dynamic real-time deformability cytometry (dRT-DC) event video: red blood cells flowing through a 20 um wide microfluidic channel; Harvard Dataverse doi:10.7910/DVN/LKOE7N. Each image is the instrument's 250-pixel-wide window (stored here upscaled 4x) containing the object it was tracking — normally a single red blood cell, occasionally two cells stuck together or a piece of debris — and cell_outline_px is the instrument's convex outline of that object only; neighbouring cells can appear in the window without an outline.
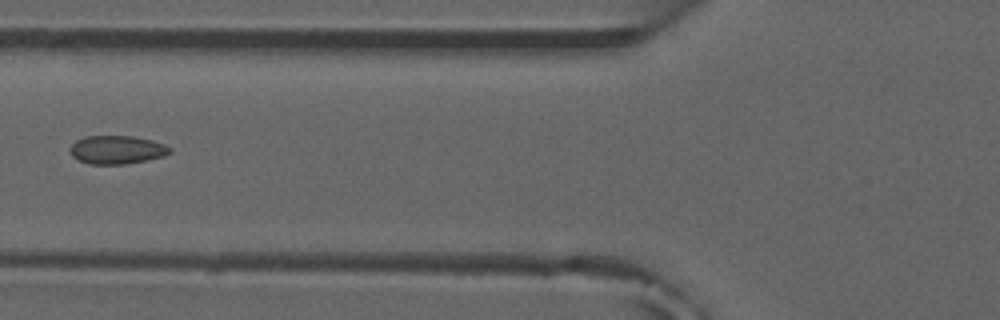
{"species": "common noctule bat (a hibernating species)", "species_latin": "Nyctalus noctula", "temperature_condition": "room temperature", "stored_images_in_passage": 7, "camera_frame_rate_fps": 3000, "um_per_image_px": 0.085, "animal": {"sex": "male", "forearm_length_mm": 52.5}, "frame": {"image": 1, "passage_image": 7, "time_ms": 6.667, "image_size_px": [1000, 320], "cell_outline_px": [[172, 152], [164, 156], [124, 164], [88, 164], [72, 156], [68, 148], [76, 140], [84, 136], [132, 136], [152, 140], [164, 144], [172, 148]], "centroid_in_image_um": [9.92, 12.72], "position_along_channel_um": 115.9, "area_um2": 16.53}}